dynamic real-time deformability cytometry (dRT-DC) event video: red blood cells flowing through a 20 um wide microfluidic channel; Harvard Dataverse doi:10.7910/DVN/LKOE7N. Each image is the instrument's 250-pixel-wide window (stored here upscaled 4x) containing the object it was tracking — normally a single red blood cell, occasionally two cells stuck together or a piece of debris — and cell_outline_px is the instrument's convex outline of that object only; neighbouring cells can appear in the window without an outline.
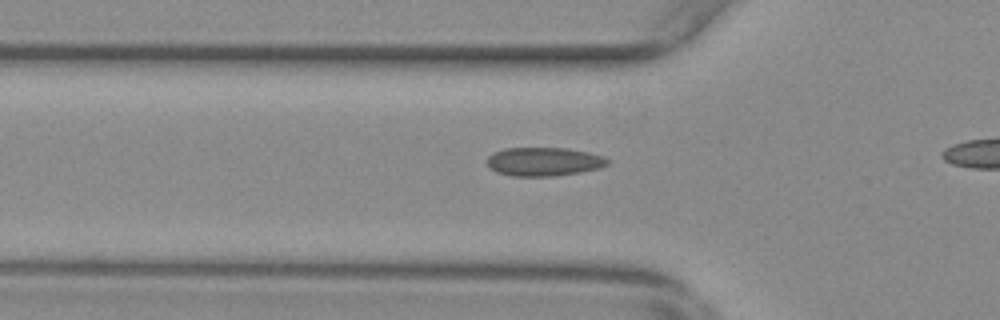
{"species": "common noctule bat (a hibernating species)", "species_latin": "Nyctalus noctula", "temperature_condition": "warm", "stored_images_in_passage": 35, "camera_frame_rate_fps": 3000, "um_per_image_px": 0.085, "animal": {"sex": "female", "body_mass_g": 29.2, "forearm_length_mm": 56.3}, "frame": {"image": 1, "passage_image": 9, "time_ms": 2.667, "image_size_px": [1000, 320], "cell_outline_px": [[608, 164], [600, 168], [580, 172], [552, 176], [512, 176], [496, 172], [488, 164], [488, 156], [492, 152], [504, 148], [564, 148], [588, 152], [604, 156], [608, 160]], "centroid_in_image_um": [46.22, 13.73], "position_along_channel_um": 79.6, "area_um2": 20.06}}
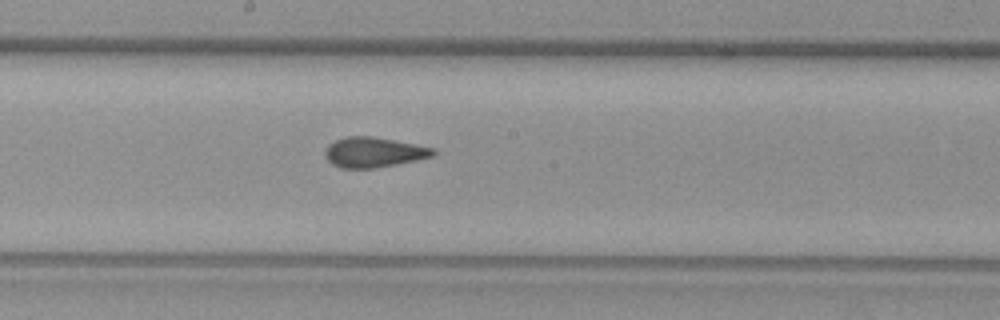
{"frame": {"image": 2, "passage_image": 20, "time_ms": 6.333, "image_size_px": [1000, 320], "cell_outline_px": [[436, 152], [432, 156], [416, 160], [376, 168], [340, 168], [332, 164], [328, 160], [324, 152], [328, 144], [336, 140], [348, 136], [372, 136], [436, 148]], "centroid_in_image_um": [31.76, 12.94], "position_along_channel_um": 216.4, "area_um2": 18.9}}
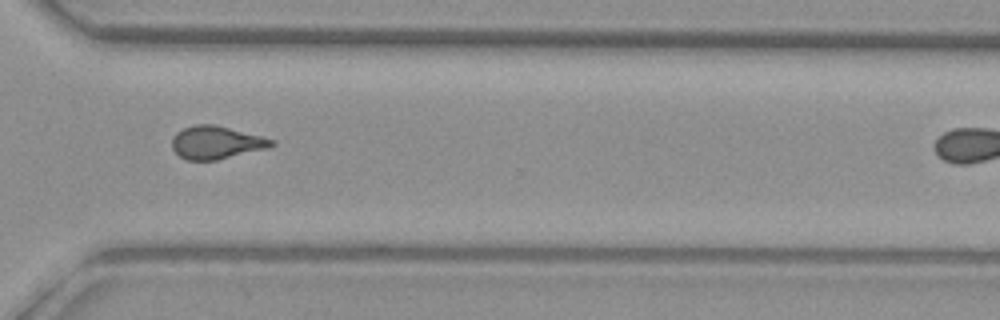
{"frame": {"image": 3, "passage_image": 31, "time_ms": 10.0, "image_size_px": [1000, 320], "cell_outline_px": [[276, 144], [268, 148], [216, 160], [188, 160], [180, 156], [172, 148], [172, 136], [176, 132], [184, 128], [196, 124], [216, 124], [276, 140]], "centroid_in_image_um": [18.39, 12.1], "position_along_channel_um": 352.2, "area_um2": 19.13}}